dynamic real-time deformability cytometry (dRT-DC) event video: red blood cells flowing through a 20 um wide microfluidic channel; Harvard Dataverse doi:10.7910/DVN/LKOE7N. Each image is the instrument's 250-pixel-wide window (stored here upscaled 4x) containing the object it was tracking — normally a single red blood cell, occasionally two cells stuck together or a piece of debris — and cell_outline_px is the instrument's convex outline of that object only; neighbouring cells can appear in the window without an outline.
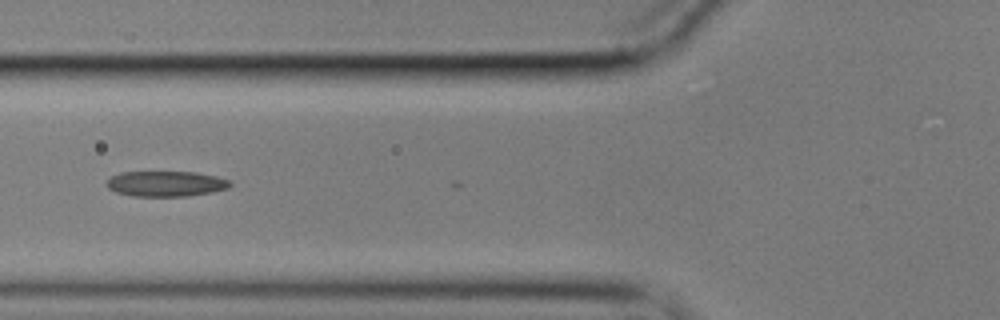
{"species": "common noctule bat (a hibernating species)", "species_latin": "Nyctalus noctula", "temperature_condition": "cold", "stored_images_in_passage": 4, "camera_frame_rate_fps": 3000, "um_per_image_px": 0.085, "animal": {"sex": "male", "body_mass_g": 17.9}, "frame": {"image": 1, "passage_image": 2, "time_ms": 0.333, "image_size_px": [1000, 320], "cell_outline_px": [[232, 184], [228, 188], [212, 192], [188, 196], [132, 196], [116, 192], [108, 188], [108, 180], [112, 176], [120, 172], [196, 172], [216, 176], [228, 180]], "centroid_in_image_um": [14.11, 15.62], "position_along_channel_um": 111.7, "area_um2": 18.21}}